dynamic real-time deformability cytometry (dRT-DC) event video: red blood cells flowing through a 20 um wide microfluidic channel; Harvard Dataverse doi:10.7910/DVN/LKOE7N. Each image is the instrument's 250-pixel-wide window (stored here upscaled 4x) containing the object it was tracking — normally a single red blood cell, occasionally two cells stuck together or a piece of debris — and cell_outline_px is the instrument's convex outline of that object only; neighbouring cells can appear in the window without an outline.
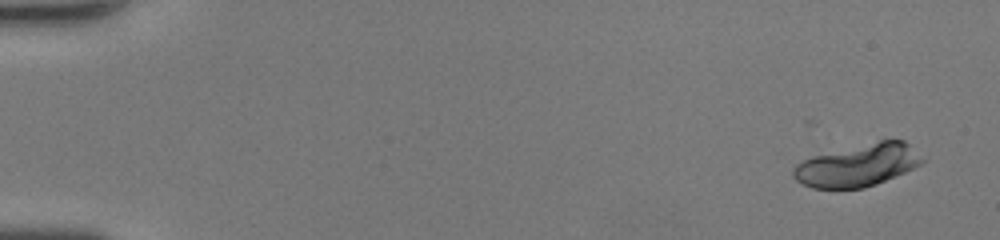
{"species": "human", "species_latin": "Homo sapiens", "temperature_condition": "room temperature", "stored_images_in_passage": 37, "camera_frame_rate_fps": 3000, "um_per_image_px": 0.085, "donor": {"sex": "female"}, "frame": {"image": 1, "passage_image": 1, "time_ms": 0.0, "image_size_px": [1000, 240], "cell_outline_px": [[924, 160], [920, 164], [904, 172], [876, 184], [864, 188], [812, 188], [796, 180], [792, 176], [792, 168], [796, 164], [812, 156], [880, 140], [904, 140]], "centroid_in_image_um": [72.87, 14.05], "position_along_channel_um": 12.1, "area_um2": 31.33}}
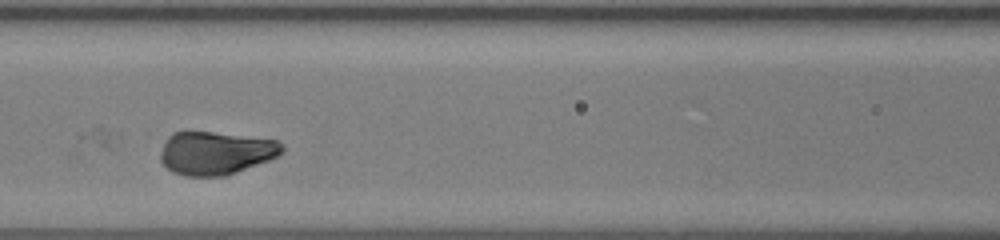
{"frame": {"image": 2, "passage_image": 20, "time_ms": 6.333, "image_size_px": [1000, 240], "cell_outline_px": [[284, 152], [280, 156], [236, 172], [224, 176], [184, 176], [172, 172], [160, 160], [160, 152], [168, 136], [172, 132], [212, 132], [276, 140], [284, 144]], "centroid_in_image_um": [18.35, 13.01], "position_along_channel_um": 148.3, "area_um2": 30.58}}
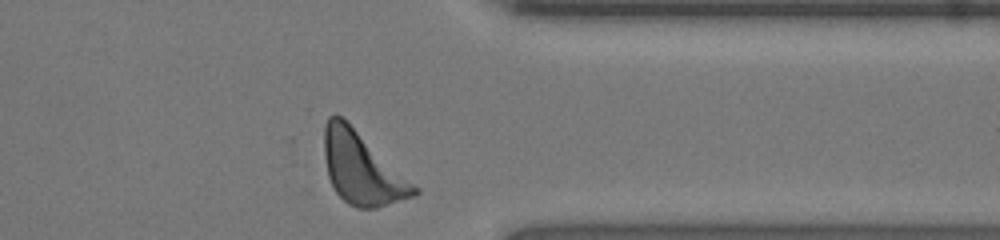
{"frame": {"image": 3, "passage_image": 37, "time_ms": 12.0, "image_size_px": [1000, 240], "cell_outline_px": [[420, 192], [416, 196], [376, 208], [356, 208], [348, 204], [336, 192], [328, 176], [324, 156], [324, 124], [328, 116], [340, 116], [420, 188]], "centroid_in_image_um": [30.78, 14.36], "position_along_channel_um": 380.6, "area_um2": 37.17}, "authors_computed_cell_mechanics": {"area_um2": 32.368, "velocity_mm_per_s": 4.2102, "shape_relaxation_time_tau1_ms": 2.032, "shape_relaxation_time_tau2_ms": null, "deformation_change_tau1": 0.1893, "deformation_change_tau2": null}}